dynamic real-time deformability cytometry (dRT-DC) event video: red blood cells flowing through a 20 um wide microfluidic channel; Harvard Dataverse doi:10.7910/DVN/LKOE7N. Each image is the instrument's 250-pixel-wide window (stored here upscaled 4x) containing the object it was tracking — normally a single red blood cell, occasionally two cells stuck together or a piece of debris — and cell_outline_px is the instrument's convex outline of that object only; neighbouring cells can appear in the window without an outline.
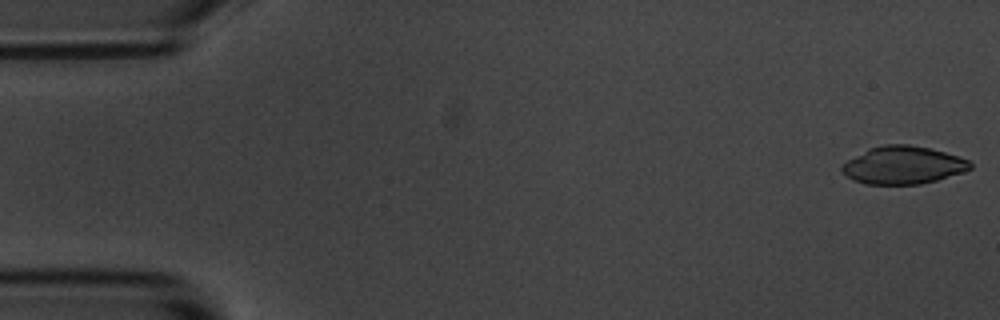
{"species": "common noctule bat (a hibernating species)", "species_latin": "Nyctalus noctula", "temperature_condition": "room temperature", "stored_images_in_passage": 4, "camera_frame_rate_fps": 3000, "um_per_image_px": 0.085, "animal": {"sex": "male", "body_mass_g": 20.1, "forearm_length_mm": 53.5}, "frame": {"image": 1, "passage_image": 1, "time_ms": 0.0, "image_size_px": [1000, 320], "cell_outline_px": [[972, 168], [964, 172], [936, 180], [920, 184], [864, 184], [852, 180], [840, 172], [840, 164], [868, 148], [884, 144], [908, 144], [928, 148], [960, 156], [968, 160], [972, 164]], "centroid_in_image_um": [76.72, 14.04], "position_along_channel_um": 8.3, "area_um2": 28.5}}